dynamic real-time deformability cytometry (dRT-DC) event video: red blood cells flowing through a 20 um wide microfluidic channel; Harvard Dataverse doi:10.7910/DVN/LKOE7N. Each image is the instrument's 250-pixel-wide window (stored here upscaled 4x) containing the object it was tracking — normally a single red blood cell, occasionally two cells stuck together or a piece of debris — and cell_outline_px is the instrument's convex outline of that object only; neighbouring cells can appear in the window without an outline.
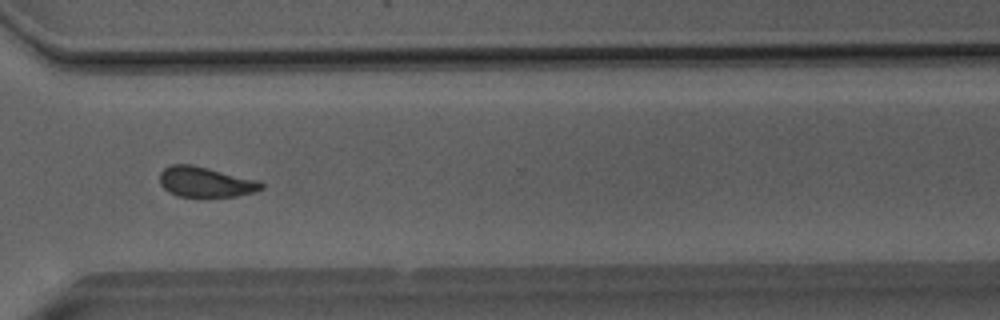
{"species": "Egyptian fruit bat (a non-hibernating species)", "species_latin": "Rousettus aegyptiacus", "temperature_condition": "room temperature", "stored_images_in_passage": 51, "camera_frame_rate_fps": 3000, "um_per_image_px": 0.085, "animal": {"sex": "male"}, "frame": {"image": 1, "passage_image": 37, "time_ms": 12.0, "image_size_px": [1000, 320], "cell_outline_px": [[264, 188], [256, 192], [236, 196], [200, 200], [176, 196], [168, 192], [160, 184], [160, 172], [164, 168], [172, 164], [192, 164], [260, 180], [264, 184]], "centroid_in_image_um": [17.49, 15.52], "position_along_channel_um": 353.1, "area_um2": 18.96}, "authors_computed_cell_mechanics": {"area_um2": 18.5538, "velocity_mm_per_s": 4.0427, "shape_relaxation_time_tau1_ms": null, "shape_relaxation_time_tau2_ms": 1.3683, "deformation_change_tau1": null, "deformation_change_tau2": 0.0914}}